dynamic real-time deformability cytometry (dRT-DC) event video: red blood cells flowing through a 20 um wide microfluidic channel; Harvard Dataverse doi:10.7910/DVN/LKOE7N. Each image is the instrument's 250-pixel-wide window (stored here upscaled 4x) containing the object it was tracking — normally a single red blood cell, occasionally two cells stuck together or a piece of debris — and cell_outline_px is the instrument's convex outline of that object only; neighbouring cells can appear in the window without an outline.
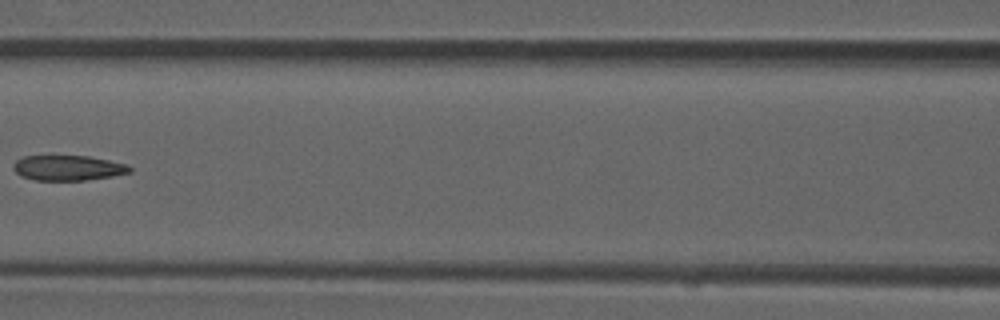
{"species": "common noctule bat (a hibernating species)", "species_latin": "Nyctalus noctula", "temperature_condition": "room temperature", "stored_images_in_passage": 8, "camera_frame_rate_fps": 3000, "um_per_image_px": 0.085, "animal": {"sex": "male", "forearm_length_mm": 52.5}, "frame": {"image": 1, "passage_image": 6, "time_ms": 1.667, "image_size_px": [1000, 320], "cell_outline_px": [[132, 172], [112, 176], [84, 180], [36, 180], [20, 176], [12, 168], [12, 164], [16, 160], [24, 156], [88, 156], [128, 164], [132, 168]], "centroid_in_image_um": [5.77, 14.27], "position_along_channel_um": 160.8, "area_um2": 17.11}}
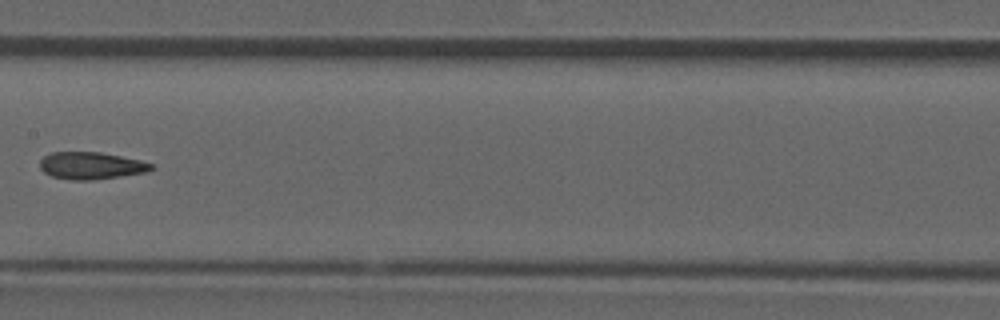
{"frame": {"image": 2, "passage_image": 7, "time_ms": 2.0, "image_size_px": [1000, 320], "cell_outline_px": [[156, 168], [148, 172], [92, 180], [72, 180], [52, 176], [44, 172], [40, 168], [40, 160], [44, 156], [52, 152], [100, 152], [140, 160], [152, 164]], "centroid_in_image_um": [7.76, 14.08], "position_along_channel_um": 199.6, "area_um2": 17.63}}
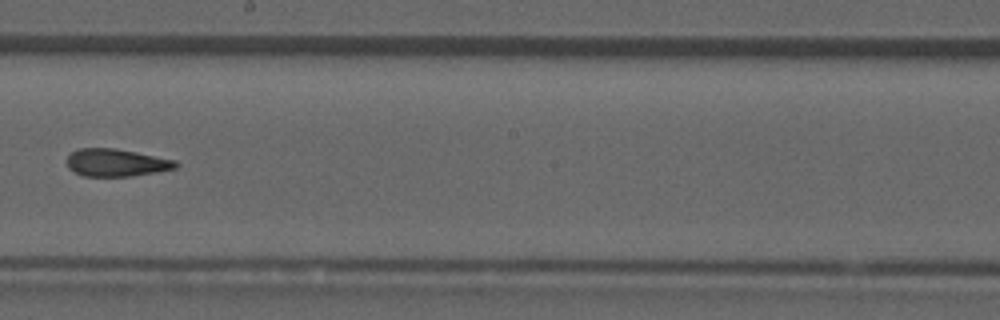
{"frame": {"image": 3, "passage_image": 8, "time_ms": 2.333, "image_size_px": [1000, 320], "cell_outline_px": [[180, 164], [176, 168], [156, 172], [132, 176], [84, 176], [68, 168], [68, 156], [72, 152], [80, 148], [116, 148], [176, 160]], "centroid_in_image_um": [9.91, 13.82], "position_along_channel_um": 238.3, "area_um2": 17.4}}